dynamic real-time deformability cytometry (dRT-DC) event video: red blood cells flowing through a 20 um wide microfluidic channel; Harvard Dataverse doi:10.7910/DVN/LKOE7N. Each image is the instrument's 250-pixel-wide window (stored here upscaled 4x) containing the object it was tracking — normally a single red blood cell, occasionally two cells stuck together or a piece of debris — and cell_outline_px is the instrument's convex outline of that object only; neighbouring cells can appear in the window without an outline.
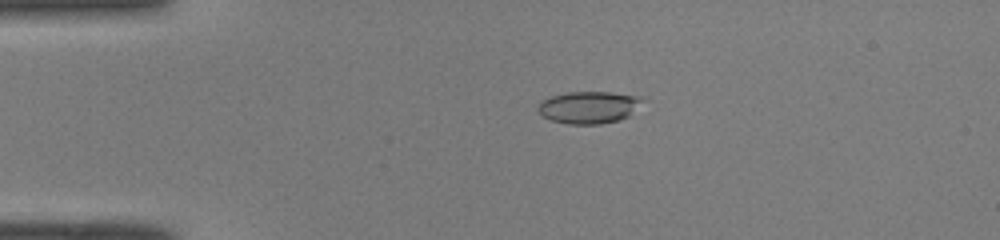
{"species": "common noctule bat (a hibernating species)", "species_latin": "Nyctalus noctula", "temperature_condition": "room temperature", "stored_images_in_passage": 40, "camera_frame_rate_fps": 3000, "um_per_image_px": 0.085, "animal": {"sex": "male", "body_mass_g": 19.0, "forearm_length_mm": 50.8}, "frame": {"image": 1, "passage_image": 1, "time_ms": 0.0, "image_size_px": [1000, 240], "cell_outline_px": [[640, 100], [628, 116], [620, 120], [600, 124], [568, 124], [552, 120], [544, 116], [536, 108], [544, 100], [552, 96], [568, 92], [612, 92], [640, 96]], "centroid_in_image_um": [50.01, 9.12], "position_along_channel_um": 35.0, "area_um2": 19.07}}
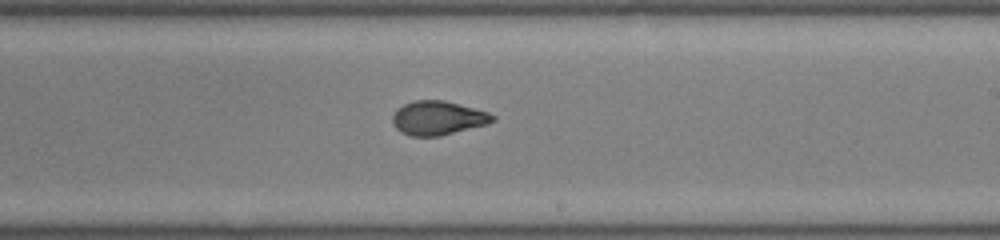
{"frame": {"image": 2, "passage_image": 20, "time_ms": 6.333, "image_size_px": [1000, 240], "cell_outline_px": [[496, 120], [488, 124], [440, 136], [412, 136], [400, 132], [392, 124], [392, 116], [396, 108], [404, 104], [416, 100], [444, 100], [488, 112], [496, 116]], "centroid_in_image_um": [37.21, 10.03], "position_along_channel_um": 251.8, "area_um2": 19.94}}
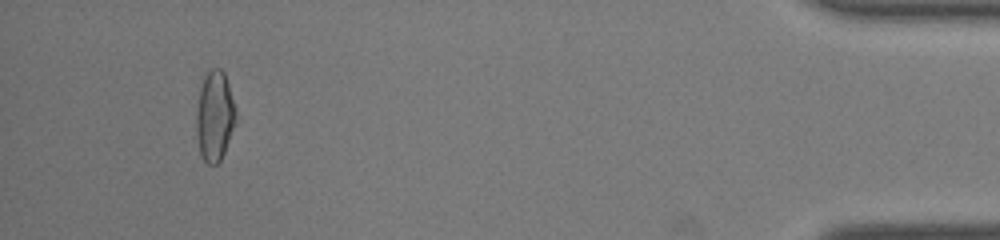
{"frame": {"image": 3, "passage_image": 37, "time_ms": 12.0, "image_size_px": [1000, 240], "cell_outline_px": [[236, 124], [224, 152], [220, 160], [216, 164], [208, 164], [200, 156], [196, 136], [196, 112], [200, 88], [204, 76], [212, 68], [220, 68], [224, 72], [228, 84], [236, 116]], "centroid_in_image_um": [18.23, 9.89], "position_along_channel_um": 417.0, "area_um2": 20.69}, "authors_computed_cell_mechanics": {"area_um2": 19.9699, "velocity_mm_per_s": 4.0978, "shape_relaxation_time_tau1_ms": 9.6219, "shape_relaxation_time_tau2_ms": 1.212, "deformation_change_tau1": 0.2708, "deformation_change_tau2": 0.061}}